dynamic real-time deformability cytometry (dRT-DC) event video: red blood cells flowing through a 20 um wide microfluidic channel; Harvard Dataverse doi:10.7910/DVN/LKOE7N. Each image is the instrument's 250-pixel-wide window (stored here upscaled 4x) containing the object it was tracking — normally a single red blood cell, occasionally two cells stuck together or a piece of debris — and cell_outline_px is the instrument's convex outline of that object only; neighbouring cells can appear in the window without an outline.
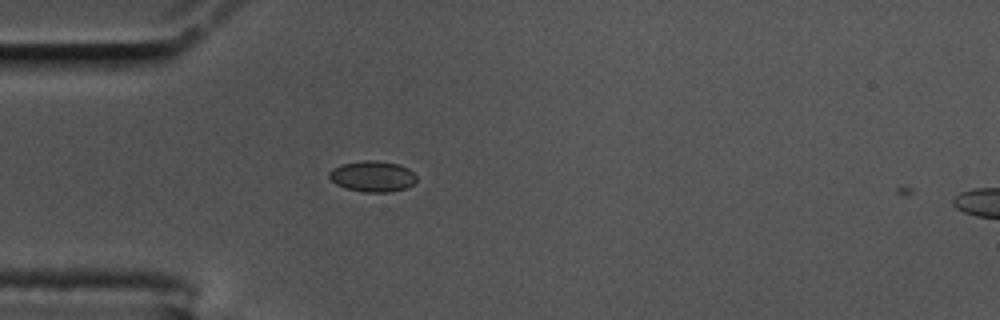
{"species": "common noctule bat (a hibernating species)", "species_latin": "Nyctalus noctula", "temperature_condition": "cold", "stored_images_in_passage": 44, "camera_frame_rate_fps": 3000, "um_per_image_px": 0.085, "animal": {"sex": "male", "body_mass_g": 17.5, "forearm_length_mm": 52.3}, "frame": {"image": 1, "passage_image": 3, "time_ms": 0.667, "image_size_px": [1000, 320], "cell_outline_px": [[416, 180], [412, 184], [404, 188], [388, 192], [364, 192], [344, 188], [336, 184], [328, 176], [328, 172], [332, 168], [340, 164], [364, 160], [376, 160], [400, 164], [408, 168], [416, 176]], "centroid_in_image_um": [31.63, 14.97], "position_along_channel_um": 53.4, "area_um2": 15.78}}
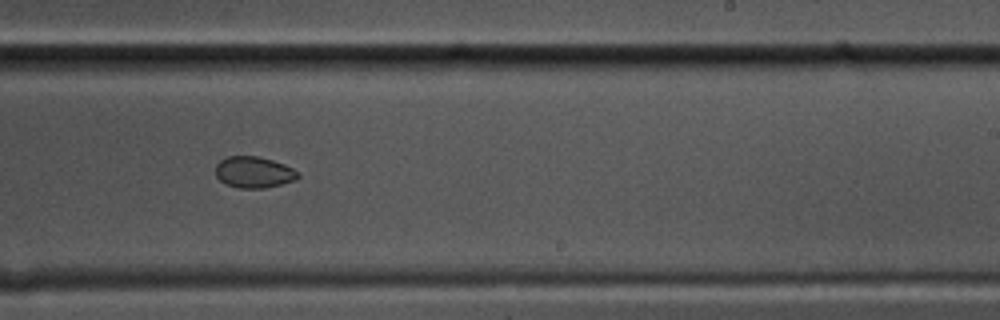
{"frame": {"image": 2, "passage_image": 22, "time_ms": 7.0, "image_size_px": [1000, 320], "cell_outline_px": [[300, 176], [296, 180], [264, 188], [240, 188], [224, 184], [216, 176], [216, 164], [220, 160], [228, 156], [256, 156], [272, 160], [284, 164], [300, 172]], "centroid_in_image_um": [21.58, 14.64], "position_along_channel_um": 267.4, "area_um2": 15.09}}
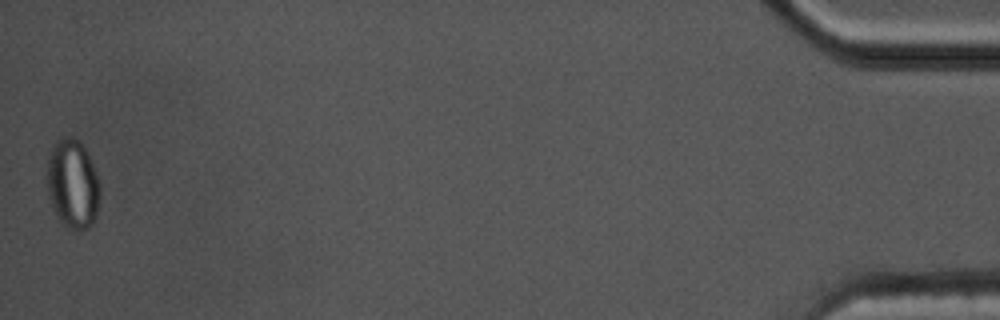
{"frame": {"image": 3, "passage_image": 44, "time_ms": 14.333, "image_size_px": [1000, 320], "cell_outline_px": [[100, 188], [96, 216], [92, 224], [88, 228], [68, 228], [60, 220], [48, 196], [48, 152], [52, 144], [60, 136], [72, 136], [84, 148], [92, 164], [100, 184]], "centroid_in_image_um": [6.16, 15.59], "position_along_channel_um": 429.0, "area_um2": 27.11}}